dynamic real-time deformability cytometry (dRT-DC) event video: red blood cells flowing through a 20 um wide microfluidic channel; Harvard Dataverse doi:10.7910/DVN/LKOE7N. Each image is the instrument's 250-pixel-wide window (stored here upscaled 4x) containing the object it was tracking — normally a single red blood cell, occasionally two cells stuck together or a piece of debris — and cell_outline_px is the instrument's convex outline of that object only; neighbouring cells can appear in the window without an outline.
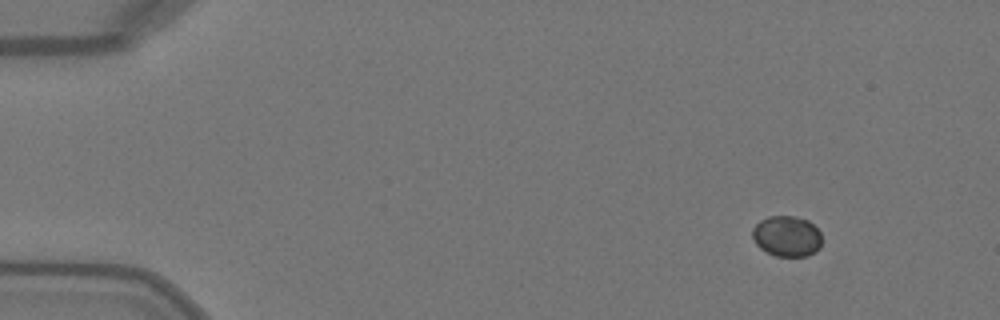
{"species": "Egyptian fruit bat (a non-hibernating species)", "species_latin": "Rousettus aegyptiacus", "temperature_condition": "warm", "stored_images_in_passage": 43, "camera_frame_rate_fps": 3000, "um_per_image_px": 0.085, "animal": {"sex": "female"}, "frame": {"image": 1, "passage_image": 1, "time_ms": 0.0, "image_size_px": [1000, 320], "cell_outline_px": [[820, 248], [808, 256], [776, 256], [760, 248], [756, 244], [752, 236], [752, 228], [760, 220], [768, 216], [796, 216], [808, 220], [820, 232]], "centroid_in_image_um": [66.86, 20.07], "position_along_channel_um": 18.1, "area_um2": 16.47}}
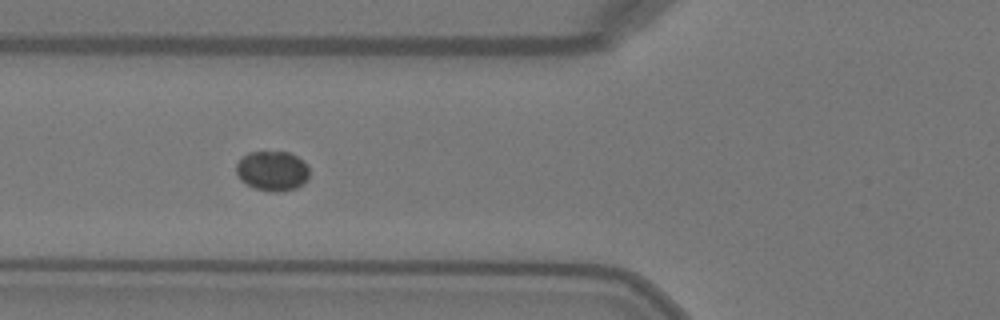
{"frame": {"image": 2, "passage_image": 15, "time_ms": 4.667, "image_size_px": [1000, 320], "cell_outline_px": [[308, 180], [296, 188], [280, 192], [272, 192], [256, 188], [240, 180], [236, 172], [236, 164], [248, 152], [288, 152], [304, 160], [308, 168]], "centroid_in_image_um": [23.16, 14.53], "position_along_channel_um": 102.6, "area_um2": 16.94}}
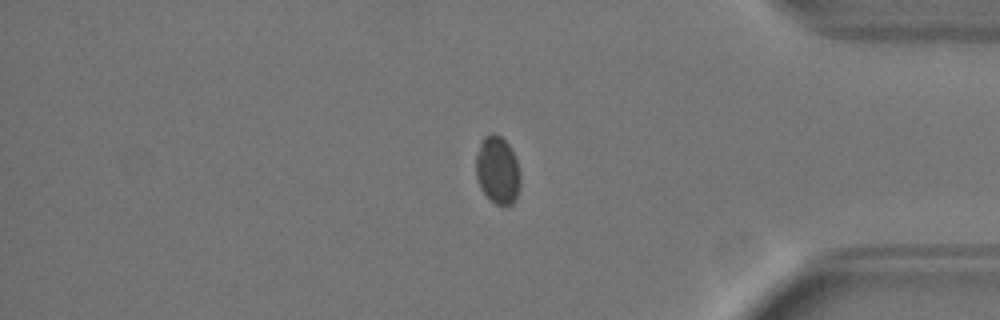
{"frame": {"image": 3, "passage_image": 38, "time_ms": 12.333, "image_size_px": [1000, 320], "cell_outline_px": [[520, 184], [516, 200], [512, 204], [504, 208], [496, 204], [480, 188], [476, 176], [476, 156], [480, 144], [484, 136], [492, 132], [500, 136], [508, 144], [516, 160], [520, 176]], "centroid_in_image_um": [42.29, 14.49], "position_along_channel_um": 392.9, "area_um2": 17.51}}